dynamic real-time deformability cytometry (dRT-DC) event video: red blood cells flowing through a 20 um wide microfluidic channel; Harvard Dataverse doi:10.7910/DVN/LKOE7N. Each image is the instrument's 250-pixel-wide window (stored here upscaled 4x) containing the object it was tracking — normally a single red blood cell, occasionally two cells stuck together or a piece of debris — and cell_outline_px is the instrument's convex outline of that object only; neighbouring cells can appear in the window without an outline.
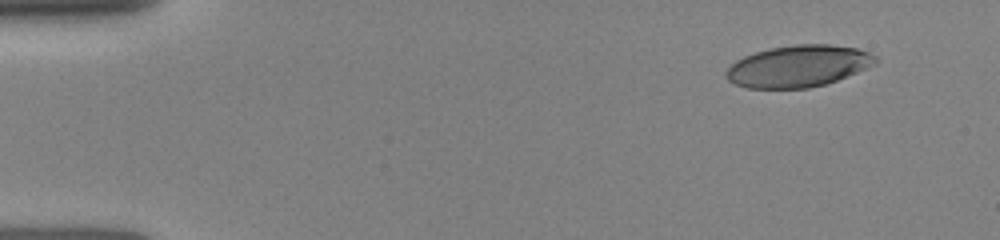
{"species": "human", "species_latin": "Homo sapiens", "temperature_condition": "room temperature", "stored_images_in_passage": 18, "segment_of_instrument_passage": [1, 2], "camera_frame_rate_fps": 3000, "um_per_image_px": 0.085, "donor": {"sex": "female"}, "frame": {"image": 1, "passage_image": 1, "time_ms": 0.0, "image_size_px": [1000, 240], "cell_outline_px": [[880, 60], [876, 64], [868, 68], [836, 80], [824, 84], [808, 88], [748, 88], [736, 84], [728, 80], [724, 76], [724, 72], [736, 60], [744, 56], [756, 52], [772, 48], [796, 44], [832, 44], [856, 48], [868, 52], [876, 56]], "centroid_in_image_um": [67.87, 5.62], "position_along_channel_um": 17.1, "area_um2": 36.3}}
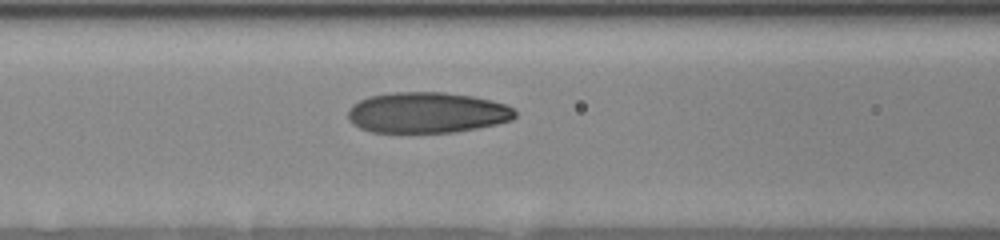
{"frame": {"image": 2, "passage_image": 7, "time_ms": 5.333, "image_size_px": [1000, 240], "cell_outline_px": [[516, 116], [512, 120], [496, 124], [456, 132], [372, 132], [360, 128], [352, 124], [348, 120], [348, 108], [352, 104], [368, 96], [392, 92], [444, 92], [472, 96], [492, 100], [504, 104], [512, 108], [516, 112]], "centroid_in_image_um": [36.27, 9.57], "position_along_channel_um": 130.3, "area_um2": 39.88}}
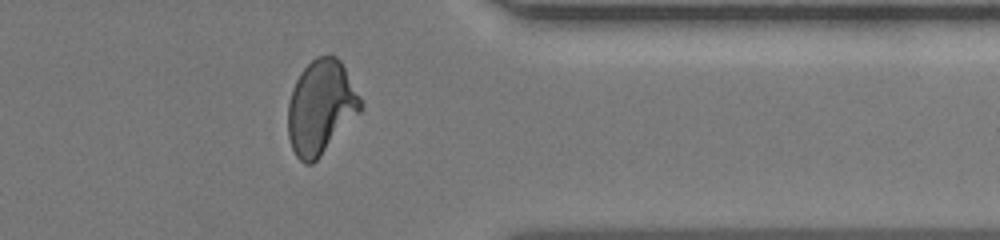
{"frame": {"image": 3, "passage_image": 14, "time_ms": 11.667, "image_size_px": [1000, 240], "cell_outline_px": [[364, 108], [320, 156], [312, 164], [304, 164], [296, 156], [292, 148], [288, 136], [288, 104], [292, 88], [300, 72], [316, 56], [336, 56], [340, 60], [360, 96], [364, 104]], "centroid_in_image_um": [27.27, 9.12], "position_along_channel_um": 384.1, "area_um2": 39.71}}